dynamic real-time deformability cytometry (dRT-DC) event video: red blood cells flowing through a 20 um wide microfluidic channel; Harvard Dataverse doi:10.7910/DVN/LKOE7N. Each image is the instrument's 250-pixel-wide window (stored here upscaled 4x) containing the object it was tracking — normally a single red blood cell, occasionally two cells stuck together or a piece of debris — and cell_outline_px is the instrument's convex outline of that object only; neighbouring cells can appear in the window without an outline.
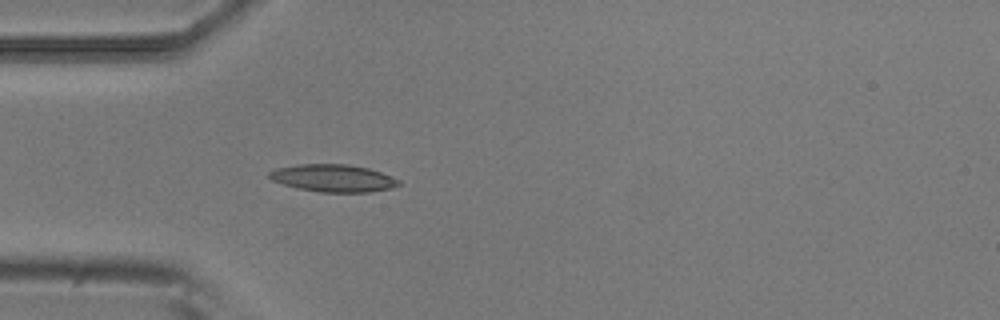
{"species": "common noctule bat (a hibernating species)", "species_latin": "Nyctalus noctula", "temperature_condition": "room temperature", "stored_images_in_passage": 3, "camera_frame_rate_fps": 3000, "um_per_image_px": 0.085, "animal": {"sex": "male", "body_mass_g": 20.5, "forearm_length_mm": 52.5}, "frame": {"image": 1, "passage_image": 3, "time_ms": 0.667, "image_size_px": [1000, 320], "cell_outline_px": [[400, 184], [392, 188], [372, 192], [320, 192], [296, 188], [272, 180], [268, 176], [268, 172], [276, 168], [300, 164], [348, 164], [368, 168], [380, 172], [400, 180]], "centroid_in_image_um": [28.32, 15.14], "position_along_channel_um": 56.7, "area_um2": 20.69}}